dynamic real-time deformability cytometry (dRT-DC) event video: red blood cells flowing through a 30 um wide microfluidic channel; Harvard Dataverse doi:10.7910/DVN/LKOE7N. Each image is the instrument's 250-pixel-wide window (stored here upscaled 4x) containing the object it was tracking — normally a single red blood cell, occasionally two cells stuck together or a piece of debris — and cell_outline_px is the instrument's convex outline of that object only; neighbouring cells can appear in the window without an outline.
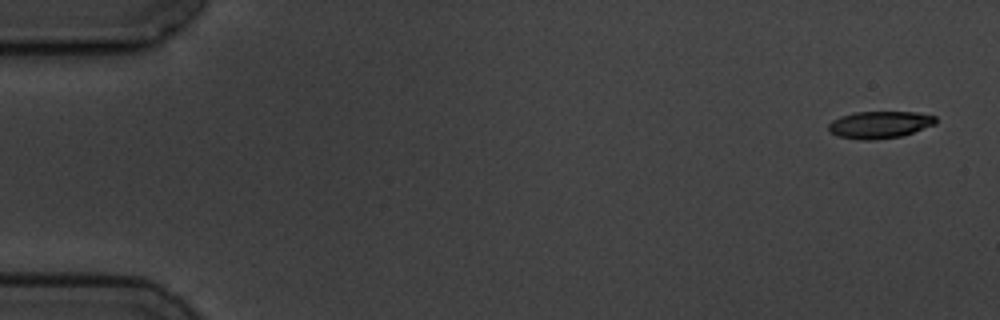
{"species": "common noctule bat (a hibernating species)", "species_latin": "Nyctalus noctula", "temperature_condition": "cold", "stored_images_in_passage": 4, "camera_frame_rate_fps": 3000, "um_per_image_px": 0.085, "animal": {"sex": "male", "body_mass_g": 19.5, "forearm_length_mm": 54.6}, "frame": {"image": 1, "passage_image": 1, "time_ms": 0.0, "image_size_px": [1000, 320], "cell_outline_px": [[936, 124], [900, 136], [876, 140], [860, 140], [836, 136], [828, 132], [828, 124], [832, 120], [840, 116], [856, 112], [916, 112], [936, 116]], "centroid_in_image_um": [74.72, 10.6], "position_along_channel_um": 10.3, "area_um2": 17.05}}
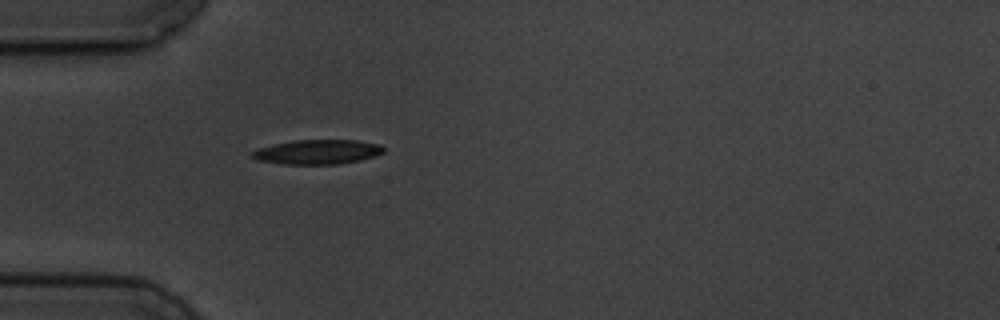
{"frame": {"image": 2, "passage_image": 4, "time_ms": 5.0, "image_size_px": [1000, 320], "cell_outline_px": [[384, 152], [360, 160], [336, 164], [284, 164], [256, 160], [248, 156], [252, 152], [260, 148], [292, 140], [356, 140], [380, 144], [384, 148]], "centroid_in_image_um": [26.96, 12.91], "position_along_channel_um": 58.0, "area_um2": 18.67}}